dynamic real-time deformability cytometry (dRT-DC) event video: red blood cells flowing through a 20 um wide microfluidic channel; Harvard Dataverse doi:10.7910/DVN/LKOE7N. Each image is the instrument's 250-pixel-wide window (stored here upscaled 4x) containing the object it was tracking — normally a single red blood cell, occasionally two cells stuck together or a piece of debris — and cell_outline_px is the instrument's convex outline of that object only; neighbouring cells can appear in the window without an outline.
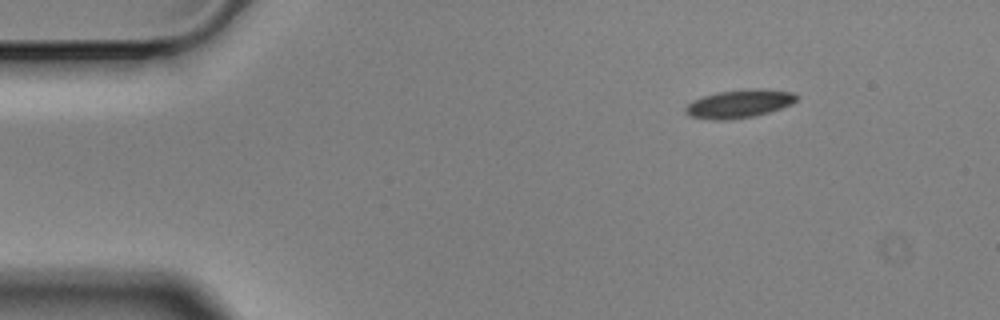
{"species": "Egyptian fruit bat (a non-hibernating species)", "species_latin": "Rousettus aegyptiacus", "temperature_condition": "cold", "stored_images_in_passage": 5, "camera_frame_rate_fps": 3000, "um_per_image_px": 0.085, "animal": {"sex": "male"}, "frame": {"image": 1, "passage_image": 5, "time_ms": 1.333, "image_size_px": [1000, 320], "cell_outline_px": [[796, 100], [792, 104], [756, 116], [732, 120], [712, 120], [692, 116], [684, 112], [684, 108], [688, 104], [704, 96], [720, 92], [792, 92], [796, 96]], "centroid_in_image_um": [62.75, 8.91], "position_along_channel_um": 22.3, "area_um2": 16.94}}